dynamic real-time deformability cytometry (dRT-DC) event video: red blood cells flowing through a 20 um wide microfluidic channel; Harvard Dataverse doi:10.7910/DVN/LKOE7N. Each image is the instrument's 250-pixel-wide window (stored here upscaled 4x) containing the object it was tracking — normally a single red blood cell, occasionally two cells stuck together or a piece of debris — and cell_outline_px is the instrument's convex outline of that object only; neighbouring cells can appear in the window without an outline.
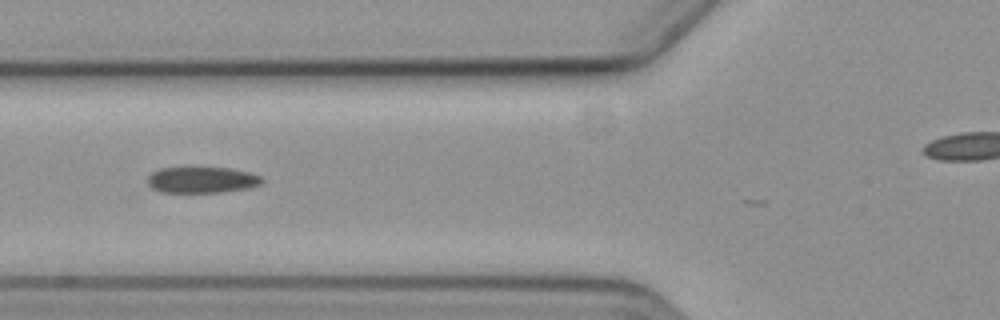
{"species": "common noctule bat (a hibernating species)", "species_latin": "Nyctalus noctula", "temperature_condition": "cold", "stored_images_in_passage": 10, "camera_frame_rate_fps": 3000, "um_per_image_px": 0.085, "animal": {"sex": "female", "body_mass_g": 19.3, "forearm_length_mm": 54.1}, "frame": {"image": 1, "passage_image": 6, "time_ms": 6.0, "image_size_px": [1000, 320], "cell_outline_px": [[264, 180], [260, 184], [248, 188], [220, 192], [164, 192], [152, 188], [148, 184], [148, 176], [152, 172], [160, 168], [228, 168], [248, 172], [260, 176]], "centroid_in_image_um": [17.15, 15.29], "position_along_channel_um": 108.6, "area_um2": 17.17}}
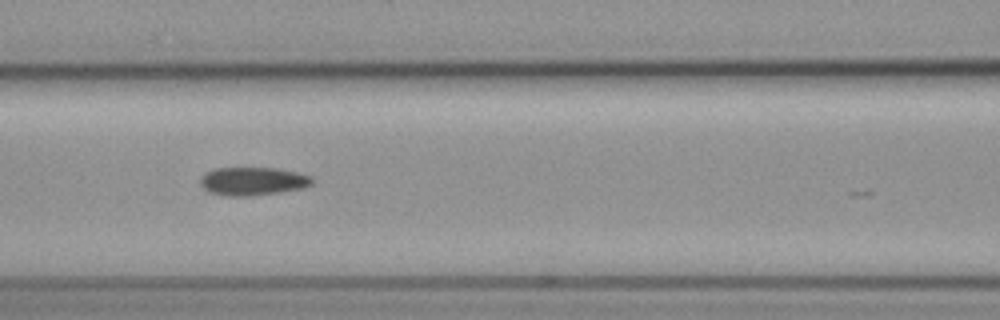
{"frame": {"image": 2, "passage_image": 7, "time_ms": 7.0, "image_size_px": [1000, 320], "cell_outline_px": [[312, 184], [304, 188], [280, 192], [248, 196], [228, 196], [208, 192], [200, 184], [200, 176], [204, 172], [212, 168], [276, 168], [296, 172], [312, 176]], "centroid_in_image_um": [21.45, 15.4], "position_along_channel_um": 145.1, "area_um2": 18.55}}